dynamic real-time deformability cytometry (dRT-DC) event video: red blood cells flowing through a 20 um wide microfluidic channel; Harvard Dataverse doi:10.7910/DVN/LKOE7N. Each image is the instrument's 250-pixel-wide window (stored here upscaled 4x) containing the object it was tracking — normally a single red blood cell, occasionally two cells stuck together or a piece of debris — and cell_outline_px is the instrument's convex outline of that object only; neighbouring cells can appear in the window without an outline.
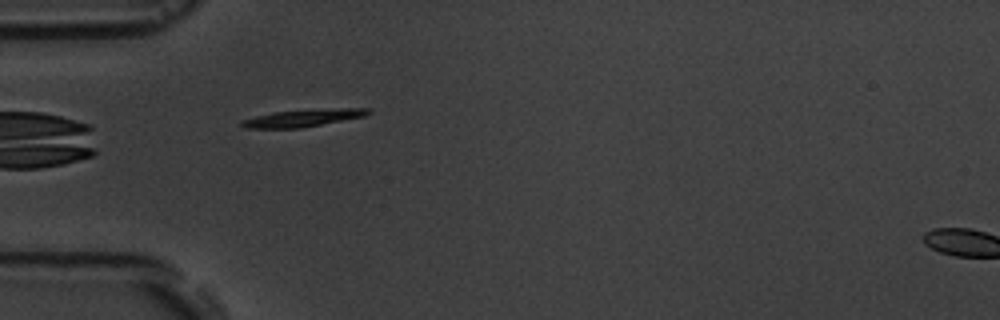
{"species": "common noctule bat (a hibernating species)", "species_latin": "Nyctalus noctula", "temperature_condition": "room temperature", "stored_images_in_passage": 5, "segment_of_instrument_passage": [1, 2], "camera_frame_rate_fps": 3000, "um_per_image_px": 0.085, "animal": {"sex": "male", "body_mass_g": 19.5, "forearm_length_mm": 54.6}, "frame": {"image": 1, "passage_image": 4, "time_ms": 5.0, "image_size_px": [1000, 320], "cell_outline_px": [[372, 112], [364, 116], [300, 128], [244, 128], [240, 124], [240, 120], [256, 116], [276, 112], [340, 108], [368, 108]], "centroid_in_image_um": [25.73, 10.03], "position_along_channel_um": 59.3, "area_um2": 12.43}}